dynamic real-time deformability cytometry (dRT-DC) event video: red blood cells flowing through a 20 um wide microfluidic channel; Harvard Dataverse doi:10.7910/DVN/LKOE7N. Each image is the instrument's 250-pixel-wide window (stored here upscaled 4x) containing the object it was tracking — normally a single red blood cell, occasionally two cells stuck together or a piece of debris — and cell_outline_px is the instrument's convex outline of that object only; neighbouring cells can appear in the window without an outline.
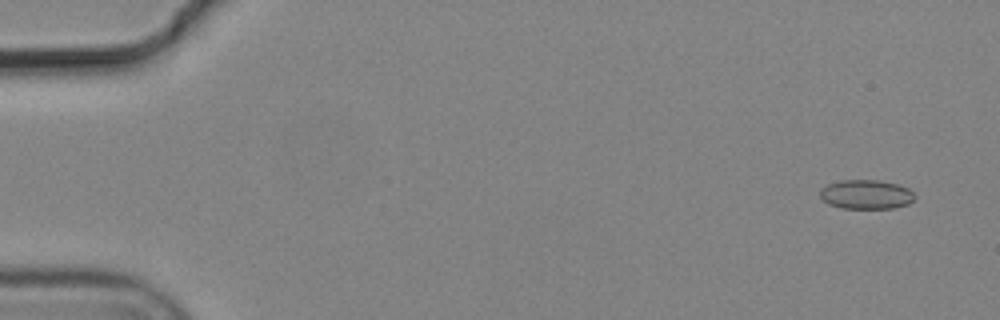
{"species": "common noctule bat (a hibernating species)", "species_latin": "Nyctalus noctula", "temperature_condition": "cold", "stored_images_in_passage": 5, "camera_frame_rate_fps": 3000, "um_per_image_px": 0.085, "animal": {"sex": "male", "body_mass_g": 19.2, "forearm_length_mm": 51.8}, "frame": {"image": 1, "passage_image": 1, "time_ms": 0.0, "image_size_px": [1000, 320], "cell_outline_px": [[916, 196], [908, 204], [892, 208], [840, 208], [828, 204], [820, 196], [820, 188], [828, 184], [840, 180], [880, 180], [896, 184], [908, 188]], "centroid_in_image_um": [73.6, 16.52], "position_along_channel_um": 11.4, "area_um2": 16.13}}